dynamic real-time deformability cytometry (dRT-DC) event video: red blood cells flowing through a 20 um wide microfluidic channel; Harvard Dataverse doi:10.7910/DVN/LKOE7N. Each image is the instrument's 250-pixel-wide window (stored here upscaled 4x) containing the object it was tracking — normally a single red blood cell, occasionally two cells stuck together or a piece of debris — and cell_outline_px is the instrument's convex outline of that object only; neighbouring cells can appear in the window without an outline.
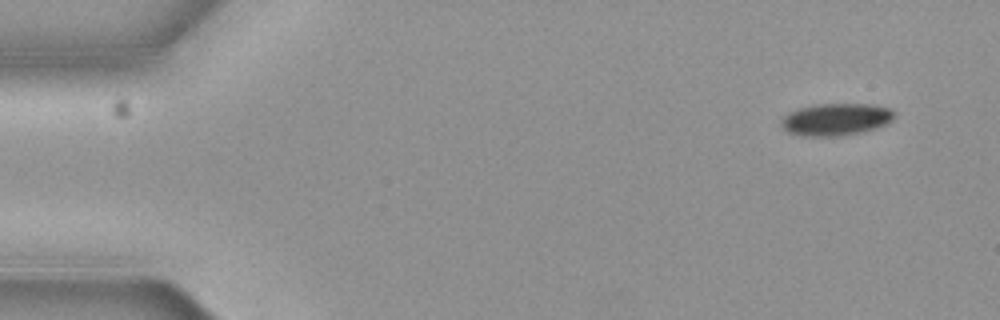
{"species": "common noctule bat (a hibernating species)", "species_latin": "Nyctalus noctula", "temperature_condition": "cold", "stored_images_in_passage": 4, "camera_frame_rate_fps": 3000, "um_per_image_px": 0.085, "animal": {"sex": "female", "body_mass_g": 19.3, "forearm_length_mm": 54.1}, "frame": {"image": 1, "passage_image": 1, "time_ms": 0.0, "image_size_px": [1000, 320], "cell_outline_px": [[896, 116], [892, 120], [884, 124], [872, 128], [856, 132], [836, 136], [804, 136], [788, 132], [780, 124], [780, 120], [788, 112], [800, 108], [816, 104], [872, 104], [892, 108], [896, 112]], "centroid_in_image_um": [71.04, 10.12], "position_along_channel_um": 14.0, "area_um2": 21.04}}